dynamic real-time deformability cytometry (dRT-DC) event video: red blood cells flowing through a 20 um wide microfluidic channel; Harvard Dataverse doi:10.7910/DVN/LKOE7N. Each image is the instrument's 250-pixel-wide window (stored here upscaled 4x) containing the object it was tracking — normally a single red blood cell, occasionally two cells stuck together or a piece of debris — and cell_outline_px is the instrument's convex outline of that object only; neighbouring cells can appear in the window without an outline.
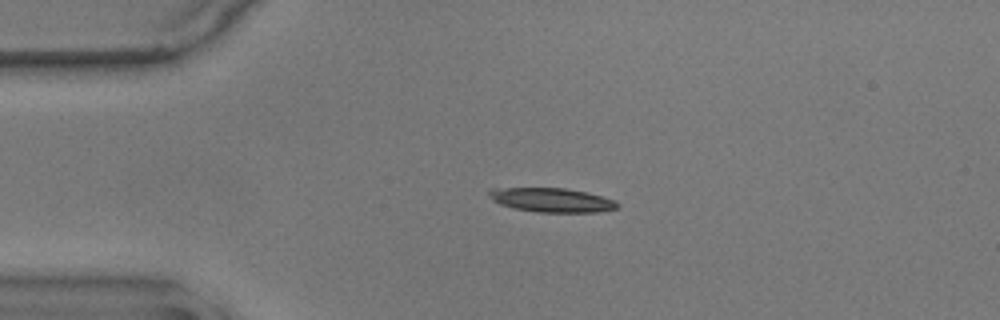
{"species": "common noctule bat (a hibernating species)", "species_latin": "Nyctalus noctula", "temperature_condition": "warm", "stored_images_in_passage": 11, "camera_frame_rate_fps": 3000, "um_per_image_px": 0.085, "animal": {"sex": "male", "body_mass_g": 17.9}, "frame": {"image": 1, "passage_image": 1, "time_ms": 0.0, "image_size_px": [1000, 320], "cell_outline_px": [[620, 204], [616, 208], [596, 212], [540, 212], [512, 208], [500, 204], [492, 200], [488, 196], [488, 192], [492, 188], [564, 188], [588, 192], [604, 196], [616, 200]], "centroid_in_image_um": [46.91, 16.99], "position_along_channel_um": 38.1, "area_um2": 18.15}}
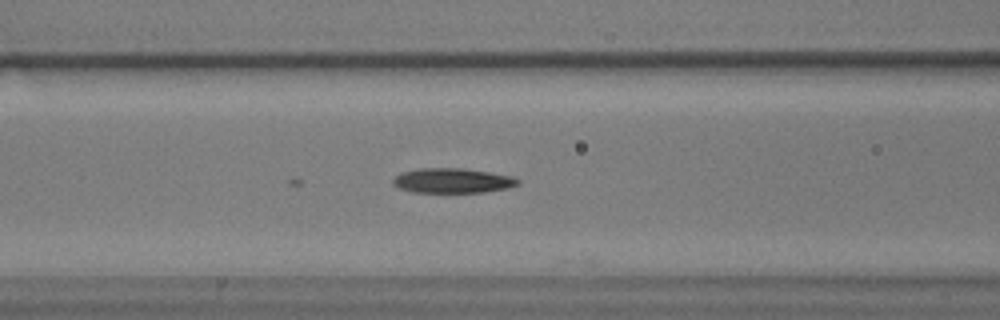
{"frame": {"image": 2, "passage_image": 11, "time_ms": 3.333, "image_size_px": [1000, 320], "cell_outline_px": [[520, 184], [508, 188], [484, 192], [412, 192], [400, 188], [392, 184], [392, 180], [400, 172], [416, 168], [464, 168], [512, 176], [520, 180]], "centroid_in_image_um": [38.45, 15.35], "position_along_channel_um": 128.2, "area_um2": 18.15}}